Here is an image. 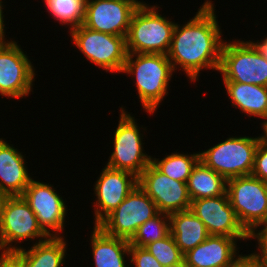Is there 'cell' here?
Listing matches in <instances>:
<instances>
[{"mask_svg":"<svg viewBox=\"0 0 267 267\" xmlns=\"http://www.w3.org/2000/svg\"><path fill=\"white\" fill-rule=\"evenodd\" d=\"M260 141V136H229L204 151L200 150V161L226 180L251 175Z\"/></svg>","mask_w":267,"mask_h":267,"instance_id":"obj_6","label":"cell"},{"mask_svg":"<svg viewBox=\"0 0 267 267\" xmlns=\"http://www.w3.org/2000/svg\"><path fill=\"white\" fill-rule=\"evenodd\" d=\"M230 204L240 224L251 233L267 221V183L252 175L227 180Z\"/></svg>","mask_w":267,"mask_h":267,"instance_id":"obj_10","label":"cell"},{"mask_svg":"<svg viewBox=\"0 0 267 267\" xmlns=\"http://www.w3.org/2000/svg\"><path fill=\"white\" fill-rule=\"evenodd\" d=\"M191 201L224 195L227 180L201 161L193 168L186 182Z\"/></svg>","mask_w":267,"mask_h":267,"instance_id":"obj_23","label":"cell"},{"mask_svg":"<svg viewBox=\"0 0 267 267\" xmlns=\"http://www.w3.org/2000/svg\"><path fill=\"white\" fill-rule=\"evenodd\" d=\"M129 261L130 267H163L145 247L134 245L129 248Z\"/></svg>","mask_w":267,"mask_h":267,"instance_id":"obj_28","label":"cell"},{"mask_svg":"<svg viewBox=\"0 0 267 267\" xmlns=\"http://www.w3.org/2000/svg\"><path fill=\"white\" fill-rule=\"evenodd\" d=\"M174 73L167 55L152 53H128L121 72L122 75L131 76L140 105L150 116H154L168 96Z\"/></svg>","mask_w":267,"mask_h":267,"instance_id":"obj_2","label":"cell"},{"mask_svg":"<svg viewBox=\"0 0 267 267\" xmlns=\"http://www.w3.org/2000/svg\"><path fill=\"white\" fill-rule=\"evenodd\" d=\"M145 248L163 267L183 261L184 254L180 251L175 243L174 237L170 233L160 240L149 243Z\"/></svg>","mask_w":267,"mask_h":267,"instance_id":"obj_27","label":"cell"},{"mask_svg":"<svg viewBox=\"0 0 267 267\" xmlns=\"http://www.w3.org/2000/svg\"><path fill=\"white\" fill-rule=\"evenodd\" d=\"M170 233L169 214L159 212L153 218L140 225L129 240L130 245L145 247L151 242L160 240Z\"/></svg>","mask_w":267,"mask_h":267,"instance_id":"obj_26","label":"cell"},{"mask_svg":"<svg viewBox=\"0 0 267 267\" xmlns=\"http://www.w3.org/2000/svg\"><path fill=\"white\" fill-rule=\"evenodd\" d=\"M224 41L218 73L222 81L267 87V60L249 40Z\"/></svg>","mask_w":267,"mask_h":267,"instance_id":"obj_8","label":"cell"},{"mask_svg":"<svg viewBox=\"0 0 267 267\" xmlns=\"http://www.w3.org/2000/svg\"><path fill=\"white\" fill-rule=\"evenodd\" d=\"M238 240L224 235H210L204 242L187 251V267H230L241 255Z\"/></svg>","mask_w":267,"mask_h":267,"instance_id":"obj_17","label":"cell"},{"mask_svg":"<svg viewBox=\"0 0 267 267\" xmlns=\"http://www.w3.org/2000/svg\"><path fill=\"white\" fill-rule=\"evenodd\" d=\"M0 267H22V265L12 253H0Z\"/></svg>","mask_w":267,"mask_h":267,"instance_id":"obj_32","label":"cell"},{"mask_svg":"<svg viewBox=\"0 0 267 267\" xmlns=\"http://www.w3.org/2000/svg\"><path fill=\"white\" fill-rule=\"evenodd\" d=\"M68 245L66 236L49 237L31 247L24 246L12 254L20 261L22 267H63Z\"/></svg>","mask_w":267,"mask_h":267,"instance_id":"obj_20","label":"cell"},{"mask_svg":"<svg viewBox=\"0 0 267 267\" xmlns=\"http://www.w3.org/2000/svg\"><path fill=\"white\" fill-rule=\"evenodd\" d=\"M48 238L22 196L5 198L0 218V253H14L23 248L24 242L35 244Z\"/></svg>","mask_w":267,"mask_h":267,"instance_id":"obj_5","label":"cell"},{"mask_svg":"<svg viewBox=\"0 0 267 267\" xmlns=\"http://www.w3.org/2000/svg\"><path fill=\"white\" fill-rule=\"evenodd\" d=\"M231 107L244 116L262 119L267 117V87L234 81H223Z\"/></svg>","mask_w":267,"mask_h":267,"instance_id":"obj_21","label":"cell"},{"mask_svg":"<svg viewBox=\"0 0 267 267\" xmlns=\"http://www.w3.org/2000/svg\"><path fill=\"white\" fill-rule=\"evenodd\" d=\"M73 47L106 73L121 74L127 59L126 37L91 30L83 24L68 32Z\"/></svg>","mask_w":267,"mask_h":267,"instance_id":"obj_7","label":"cell"},{"mask_svg":"<svg viewBox=\"0 0 267 267\" xmlns=\"http://www.w3.org/2000/svg\"><path fill=\"white\" fill-rule=\"evenodd\" d=\"M0 138V192L6 196H21L33 176L28 172L26 154Z\"/></svg>","mask_w":267,"mask_h":267,"instance_id":"obj_18","label":"cell"},{"mask_svg":"<svg viewBox=\"0 0 267 267\" xmlns=\"http://www.w3.org/2000/svg\"><path fill=\"white\" fill-rule=\"evenodd\" d=\"M146 1L87 0L83 25L91 30L126 37L135 10Z\"/></svg>","mask_w":267,"mask_h":267,"instance_id":"obj_16","label":"cell"},{"mask_svg":"<svg viewBox=\"0 0 267 267\" xmlns=\"http://www.w3.org/2000/svg\"><path fill=\"white\" fill-rule=\"evenodd\" d=\"M49 17L70 32L84 23L87 0H42Z\"/></svg>","mask_w":267,"mask_h":267,"instance_id":"obj_25","label":"cell"},{"mask_svg":"<svg viewBox=\"0 0 267 267\" xmlns=\"http://www.w3.org/2000/svg\"><path fill=\"white\" fill-rule=\"evenodd\" d=\"M158 213L155 202L137 185L98 226L110 236L130 240L140 225Z\"/></svg>","mask_w":267,"mask_h":267,"instance_id":"obj_12","label":"cell"},{"mask_svg":"<svg viewBox=\"0 0 267 267\" xmlns=\"http://www.w3.org/2000/svg\"><path fill=\"white\" fill-rule=\"evenodd\" d=\"M215 6L212 0H204L192 19L176 22L173 30L166 55L174 71H182L191 83L199 81L200 71L219 70L225 39Z\"/></svg>","mask_w":267,"mask_h":267,"instance_id":"obj_1","label":"cell"},{"mask_svg":"<svg viewBox=\"0 0 267 267\" xmlns=\"http://www.w3.org/2000/svg\"><path fill=\"white\" fill-rule=\"evenodd\" d=\"M260 125L261 129L263 130V132L259 135L260 140L267 146V122H260Z\"/></svg>","mask_w":267,"mask_h":267,"instance_id":"obj_35","label":"cell"},{"mask_svg":"<svg viewBox=\"0 0 267 267\" xmlns=\"http://www.w3.org/2000/svg\"><path fill=\"white\" fill-rule=\"evenodd\" d=\"M5 3L3 2V0H0V37H2V38H7L6 36V24H5V22L6 21H4V19H6L4 16H5V14H4V9H5Z\"/></svg>","mask_w":267,"mask_h":267,"instance_id":"obj_34","label":"cell"},{"mask_svg":"<svg viewBox=\"0 0 267 267\" xmlns=\"http://www.w3.org/2000/svg\"><path fill=\"white\" fill-rule=\"evenodd\" d=\"M93 185L94 226H98L137 187L138 177L104 165Z\"/></svg>","mask_w":267,"mask_h":267,"instance_id":"obj_14","label":"cell"},{"mask_svg":"<svg viewBox=\"0 0 267 267\" xmlns=\"http://www.w3.org/2000/svg\"><path fill=\"white\" fill-rule=\"evenodd\" d=\"M126 106H121L119 110V121L117 127L112 131L113 150L106 166L121 171L130 172L136 177L148 167L151 163L152 155L145 152L143 142L146 138L145 131L147 127H140L135 119V115L126 111ZM142 128V129H141ZM142 132V133H141ZM145 136V138H143Z\"/></svg>","mask_w":267,"mask_h":267,"instance_id":"obj_4","label":"cell"},{"mask_svg":"<svg viewBox=\"0 0 267 267\" xmlns=\"http://www.w3.org/2000/svg\"><path fill=\"white\" fill-rule=\"evenodd\" d=\"M6 197L7 196L5 194L0 192V218H1V211H2L3 202H4Z\"/></svg>","mask_w":267,"mask_h":267,"instance_id":"obj_36","label":"cell"},{"mask_svg":"<svg viewBox=\"0 0 267 267\" xmlns=\"http://www.w3.org/2000/svg\"><path fill=\"white\" fill-rule=\"evenodd\" d=\"M121 1H142V0H121Z\"/></svg>","mask_w":267,"mask_h":267,"instance_id":"obj_39","label":"cell"},{"mask_svg":"<svg viewBox=\"0 0 267 267\" xmlns=\"http://www.w3.org/2000/svg\"><path fill=\"white\" fill-rule=\"evenodd\" d=\"M7 40V38L0 37V46Z\"/></svg>","mask_w":267,"mask_h":267,"instance_id":"obj_38","label":"cell"},{"mask_svg":"<svg viewBox=\"0 0 267 267\" xmlns=\"http://www.w3.org/2000/svg\"><path fill=\"white\" fill-rule=\"evenodd\" d=\"M249 239L257 241V249L252 250V253L267 267V221L259 224L249 233Z\"/></svg>","mask_w":267,"mask_h":267,"instance_id":"obj_29","label":"cell"},{"mask_svg":"<svg viewBox=\"0 0 267 267\" xmlns=\"http://www.w3.org/2000/svg\"><path fill=\"white\" fill-rule=\"evenodd\" d=\"M264 38L260 40L257 39V41L254 39L249 40L254 47L259 51V53L267 60V35L263 36Z\"/></svg>","mask_w":267,"mask_h":267,"instance_id":"obj_33","label":"cell"},{"mask_svg":"<svg viewBox=\"0 0 267 267\" xmlns=\"http://www.w3.org/2000/svg\"><path fill=\"white\" fill-rule=\"evenodd\" d=\"M169 219L170 234L183 254L210 236L204 223L190 209L169 214Z\"/></svg>","mask_w":267,"mask_h":267,"instance_id":"obj_22","label":"cell"},{"mask_svg":"<svg viewBox=\"0 0 267 267\" xmlns=\"http://www.w3.org/2000/svg\"><path fill=\"white\" fill-rule=\"evenodd\" d=\"M90 248L94 267H129V240L110 236L99 226H93ZM126 257V258H125ZM128 259V263L127 260ZM127 264V265H126Z\"/></svg>","mask_w":267,"mask_h":267,"instance_id":"obj_19","label":"cell"},{"mask_svg":"<svg viewBox=\"0 0 267 267\" xmlns=\"http://www.w3.org/2000/svg\"><path fill=\"white\" fill-rule=\"evenodd\" d=\"M149 4L139 6L132 15L126 35L127 52L166 55L176 22L171 21L172 16H162L157 4Z\"/></svg>","mask_w":267,"mask_h":267,"instance_id":"obj_3","label":"cell"},{"mask_svg":"<svg viewBox=\"0 0 267 267\" xmlns=\"http://www.w3.org/2000/svg\"><path fill=\"white\" fill-rule=\"evenodd\" d=\"M190 210L204 223L210 235L249 241V233L240 224L227 192L224 195L192 200Z\"/></svg>","mask_w":267,"mask_h":267,"instance_id":"obj_15","label":"cell"},{"mask_svg":"<svg viewBox=\"0 0 267 267\" xmlns=\"http://www.w3.org/2000/svg\"><path fill=\"white\" fill-rule=\"evenodd\" d=\"M200 161L199 151L193 154H188L179 151L172 152L163 156V158L151 157V163L163 174L169 178L187 182L188 177L191 175L193 168Z\"/></svg>","mask_w":267,"mask_h":267,"instance_id":"obj_24","label":"cell"},{"mask_svg":"<svg viewBox=\"0 0 267 267\" xmlns=\"http://www.w3.org/2000/svg\"><path fill=\"white\" fill-rule=\"evenodd\" d=\"M251 175L267 183V146L261 141L256 149Z\"/></svg>","mask_w":267,"mask_h":267,"instance_id":"obj_30","label":"cell"},{"mask_svg":"<svg viewBox=\"0 0 267 267\" xmlns=\"http://www.w3.org/2000/svg\"><path fill=\"white\" fill-rule=\"evenodd\" d=\"M16 41L7 39L0 46V96L20 100L34 92L38 74L30 56Z\"/></svg>","mask_w":267,"mask_h":267,"instance_id":"obj_9","label":"cell"},{"mask_svg":"<svg viewBox=\"0 0 267 267\" xmlns=\"http://www.w3.org/2000/svg\"><path fill=\"white\" fill-rule=\"evenodd\" d=\"M167 267H187V266L185 264V261L183 260L180 263H177V264H174V265H170V266H167Z\"/></svg>","mask_w":267,"mask_h":267,"instance_id":"obj_37","label":"cell"},{"mask_svg":"<svg viewBox=\"0 0 267 267\" xmlns=\"http://www.w3.org/2000/svg\"><path fill=\"white\" fill-rule=\"evenodd\" d=\"M138 186L155 202L158 212L172 214L190 209L186 182L169 178L152 163L138 177Z\"/></svg>","mask_w":267,"mask_h":267,"instance_id":"obj_13","label":"cell"},{"mask_svg":"<svg viewBox=\"0 0 267 267\" xmlns=\"http://www.w3.org/2000/svg\"><path fill=\"white\" fill-rule=\"evenodd\" d=\"M37 217L38 224L49 237H65L68 210L66 198L53 184L32 179L21 195Z\"/></svg>","mask_w":267,"mask_h":267,"instance_id":"obj_11","label":"cell"},{"mask_svg":"<svg viewBox=\"0 0 267 267\" xmlns=\"http://www.w3.org/2000/svg\"><path fill=\"white\" fill-rule=\"evenodd\" d=\"M230 267H266L253 253L242 254Z\"/></svg>","mask_w":267,"mask_h":267,"instance_id":"obj_31","label":"cell"}]
</instances>
